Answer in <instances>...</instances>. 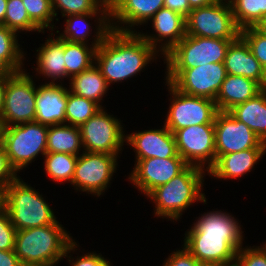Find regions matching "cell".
<instances>
[{
	"label": "cell",
	"instance_id": "obj_25",
	"mask_svg": "<svg viewBox=\"0 0 266 266\" xmlns=\"http://www.w3.org/2000/svg\"><path fill=\"white\" fill-rule=\"evenodd\" d=\"M164 7V0H119V4L109 17L117 22L129 24L130 27L150 20Z\"/></svg>",
	"mask_w": 266,
	"mask_h": 266
},
{
	"label": "cell",
	"instance_id": "obj_5",
	"mask_svg": "<svg viewBox=\"0 0 266 266\" xmlns=\"http://www.w3.org/2000/svg\"><path fill=\"white\" fill-rule=\"evenodd\" d=\"M49 206L18 177L5 187V210L17 230L54 224L57 220Z\"/></svg>",
	"mask_w": 266,
	"mask_h": 266
},
{
	"label": "cell",
	"instance_id": "obj_7",
	"mask_svg": "<svg viewBox=\"0 0 266 266\" xmlns=\"http://www.w3.org/2000/svg\"><path fill=\"white\" fill-rule=\"evenodd\" d=\"M234 40L186 35L164 56L167 70H185L208 63L224 62L226 51Z\"/></svg>",
	"mask_w": 266,
	"mask_h": 266
},
{
	"label": "cell",
	"instance_id": "obj_3",
	"mask_svg": "<svg viewBox=\"0 0 266 266\" xmlns=\"http://www.w3.org/2000/svg\"><path fill=\"white\" fill-rule=\"evenodd\" d=\"M56 221L54 224L17 230L14 252L22 266H54L67 257L76 242Z\"/></svg>",
	"mask_w": 266,
	"mask_h": 266
},
{
	"label": "cell",
	"instance_id": "obj_44",
	"mask_svg": "<svg viewBox=\"0 0 266 266\" xmlns=\"http://www.w3.org/2000/svg\"><path fill=\"white\" fill-rule=\"evenodd\" d=\"M164 8L170 9L187 18L192 8L188 0H164Z\"/></svg>",
	"mask_w": 266,
	"mask_h": 266
},
{
	"label": "cell",
	"instance_id": "obj_20",
	"mask_svg": "<svg viewBox=\"0 0 266 266\" xmlns=\"http://www.w3.org/2000/svg\"><path fill=\"white\" fill-rule=\"evenodd\" d=\"M154 30L158 37L140 34L155 50L157 42L166 39L163 43V56L177 45L186 36V18L167 8H161L151 18ZM169 38V39H167Z\"/></svg>",
	"mask_w": 266,
	"mask_h": 266
},
{
	"label": "cell",
	"instance_id": "obj_48",
	"mask_svg": "<svg viewBox=\"0 0 266 266\" xmlns=\"http://www.w3.org/2000/svg\"><path fill=\"white\" fill-rule=\"evenodd\" d=\"M217 0H188L189 5L192 9L208 6L212 3H214Z\"/></svg>",
	"mask_w": 266,
	"mask_h": 266
},
{
	"label": "cell",
	"instance_id": "obj_47",
	"mask_svg": "<svg viewBox=\"0 0 266 266\" xmlns=\"http://www.w3.org/2000/svg\"><path fill=\"white\" fill-rule=\"evenodd\" d=\"M11 75H0V115L2 113L3 109V102H4V96H5V87L7 84V79Z\"/></svg>",
	"mask_w": 266,
	"mask_h": 266
},
{
	"label": "cell",
	"instance_id": "obj_18",
	"mask_svg": "<svg viewBox=\"0 0 266 266\" xmlns=\"http://www.w3.org/2000/svg\"><path fill=\"white\" fill-rule=\"evenodd\" d=\"M35 121L46 126L66 122L68 89L55 82L45 83L36 89Z\"/></svg>",
	"mask_w": 266,
	"mask_h": 266
},
{
	"label": "cell",
	"instance_id": "obj_53",
	"mask_svg": "<svg viewBox=\"0 0 266 266\" xmlns=\"http://www.w3.org/2000/svg\"><path fill=\"white\" fill-rule=\"evenodd\" d=\"M199 266H229V265H223V264H219V263H200Z\"/></svg>",
	"mask_w": 266,
	"mask_h": 266
},
{
	"label": "cell",
	"instance_id": "obj_46",
	"mask_svg": "<svg viewBox=\"0 0 266 266\" xmlns=\"http://www.w3.org/2000/svg\"><path fill=\"white\" fill-rule=\"evenodd\" d=\"M99 7L102 6L109 14L117 7L119 0H94Z\"/></svg>",
	"mask_w": 266,
	"mask_h": 266
},
{
	"label": "cell",
	"instance_id": "obj_22",
	"mask_svg": "<svg viewBox=\"0 0 266 266\" xmlns=\"http://www.w3.org/2000/svg\"><path fill=\"white\" fill-rule=\"evenodd\" d=\"M262 91L258 82L244 76L227 74L216 96L218 111L229 112L235 106L255 97Z\"/></svg>",
	"mask_w": 266,
	"mask_h": 266
},
{
	"label": "cell",
	"instance_id": "obj_34",
	"mask_svg": "<svg viewBox=\"0 0 266 266\" xmlns=\"http://www.w3.org/2000/svg\"><path fill=\"white\" fill-rule=\"evenodd\" d=\"M30 19L41 29L51 28V21L55 17L51 0H22ZM52 27H51V26Z\"/></svg>",
	"mask_w": 266,
	"mask_h": 266
},
{
	"label": "cell",
	"instance_id": "obj_35",
	"mask_svg": "<svg viewBox=\"0 0 266 266\" xmlns=\"http://www.w3.org/2000/svg\"><path fill=\"white\" fill-rule=\"evenodd\" d=\"M240 36L249 45L254 57L262 67L266 66V36L256 27H248L240 30Z\"/></svg>",
	"mask_w": 266,
	"mask_h": 266
},
{
	"label": "cell",
	"instance_id": "obj_28",
	"mask_svg": "<svg viewBox=\"0 0 266 266\" xmlns=\"http://www.w3.org/2000/svg\"><path fill=\"white\" fill-rule=\"evenodd\" d=\"M81 145L82 139L79 127L65 125L64 123L48 126L47 152L78 156Z\"/></svg>",
	"mask_w": 266,
	"mask_h": 266
},
{
	"label": "cell",
	"instance_id": "obj_15",
	"mask_svg": "<svg viewBox=\"0 0 266 266\" xmlns=\"http://www.w3.org/2000/svg\"><path fill=\"white\" fill-rule=\"evenodd\" d=\"M216 155L250 148H266V143L230 112L218 111L214 119Z\"/></svg>",
	"mask_w": 266,
	"mask_h": 266
},
{
	"label": "cell",
	"instance_id": "obj_9",
	"mask_svg": "<svg viewBox=\"0 0 266 266\" xmlns=\"http://www.w3.org/2000/svg\"><path fill=\"white\" fill-rule=\"evenodd\" d=\"M36 89L30 75L15 72L7 79L0 123L3 127L35 121Z\"/></svg>",
	"mask_w": 266,
	"mask_h": 266
},
{
	"label": "cell",
	"instance_id": "obj_45",
	"mask_svg": "<svg viewBox=\"0 0 266 266\" xmlns=\"http://www.w3.org/2000/svg\"><path fill=\"white\" fill-rule=\"evenodd\" d=\"M0 266H22L14 250H0Z\"/></svg>",
	"mask_w": 266,
	"mask_h": 266
},
{
	"label": "cell",
	"instance_id": "obj_13",
	"mask_svg": "<svg viewBox=\"0 0 266 266\" xmlns=\"http://www.w3.org/2000/svg\"><path fill=\"white\" fill-rule=\"evenodd\" d=\"M177 153L188 165L208 170L216 161L214 124L192 125L174 133ZM203 166V167H202Z\"/></svg>",
	"mask_w": 266,
	"mask_h": 266
},
{
	"label": "cell",
	"instance_id": "obj_27",
	"mask_svg": "<svg viewBox=\"0 0 266 266\" xmlns=\"http://www.w3.org/2000/svg\"><path fill=\"white\" fill-rule=\"evenodd\" d=\"M71 92L92 100L100 107L99 101L102 100L108 89L106 79L94 64L83 72L71 77Z\"/></svg>",
	"mask_w": 266,
	"mask_h": 266
},
{
	"label": "cell",
	"instance_id": "obj_51",
	"mask_svg": "<svg viewBox=\"0 0 266 266\" xmlns=\"http://www.w3.org/2000/svg\"><path fill=\"white\" fill-rule=\"evenodd\" d=\"M255 27L266 36V17L263 18Z\"/></svg>",
	"mask_w": 266,
	"mask_h": 266
},
{
	"label": "cell",
	"instance_id": "obj_11",
	"mask_svg": "<svg viewBox=\"0 0 266 266\" xmlns=\"http://www.w3.org/2000/svg\"><path fill=\"white\" fill-rule=\"evenodd\" d=\"M173 95L165 126L174 134L177 130L201 124H214L218 112L215 101L197 96H190L175 89L166 82Z\"/></svg>",
	"mask_w": 266,
	"mask_h": 266
},
{
	"label": "cell",
	"instance_id": "obj_33",
	"mask_svg": "<svg viewBox=\"0 0 266 266\" xmlns=\"http://www.w3.org/2000/svg\"><path fill=\"white\" fill-rule=\"evenodd\" d=\"M102 10L99 9L94 13H84V14H72L68 15V19H66V27L64 30V33L58 36L62 40H66L69 42H77V43H86L87 39L86 37L89 36V23L85 22L87 18H92L94 15L97 16V14L100 12L102 16H110V14L101 7ZM103 12V13H102ZM104 14V15H103ZM85 23V24H84ZM80 25H84L82 29L80 28ZM83 30V31H82ZM86 40V42H85Z\"/></svg>",
	"mask_w": 266,
	"mask_h": 266
},
{
	"label": "cell",
	"instance_id": "obj_49",
	"mask_svg": "<svg viewBox=\"0 0 266 266\" xmlns=\"http://www.w3.org/2000/svg\"><path fill=\"white\" fill-rule=\"evenodd\" d=\"M7 2L8 0H0V25H4Z\"/></svg>",
	"mask_w": 266,
	"mask_h": 266
},
{
	"label": "cell",
	"instance_id": "obj_2",
	"mask_svg": "<svg viewBox=\"0 0 266 266\" xmlns=\"http://www.w3.org/2000/svg\"><path fill=\"white\" fill-rule=\"evenodd\" d=\"M111 29L97 47L94 59L108 85L133 77L158 53L139 32L112 24Z\"/></svg>",
	"mask_w": 266,
	"mask_h": 266
},
{
	"label": "cell",
	"instance_id": "obj_21",
	"mask_svg": "<svg viewBox=\"0 0 266 266\" xmlns=\"http://www.w3.org/2000/svg\"><path fill=\"white\" fill-rule=\"evenodd\" d=\"M224 65L227 74L244 76L258 82L261 86L263 67L241 36L228 46Z\"/></svg>",
	"mask_w": 266,
	"mask_h": 266
},
{
	"label": "cell",
	"instance_id": "obj_14",
	"mask_svg": "<svg viewBox=\"0 0 266 266\" xmlns=\"http://www.w3.org/2000/svg\"><path fill=\"white\" fill-rule=\"evenodd\" d=\"M117 156L83 151V154L78 156L71 184L83 192L100 196L115 172Z\"/></svg>",
	"mask_w": 266,
	"mask_h": 266
},
{
	"label": "cell",
	"instance_id": "obj_23",
	"mask_svg": "<svg viewBox=\"0 0 266 266\" xmlns=\"http://www.w3.org/2000/svg\"><path fill=\"white\" fill-rule=\"evenodd\" d=\"M266 152V148H250L225 155H216L214 165L208 173L216 178H237L251 171L257 160Z\"/></svg>",
	"mask_w": 266,
	"mask_h": 266
},
{
	"label": "cell",
	"instance_id": "obj_16",
	"mask_svg": "<svg viewBox=\"0 0 266 266\" xmlns=\"http://www.w3.org/2000/svg\"><path fill=\"white\" fill-rule=\"evenodd\" d=\"M136 163L129 179L146 195L156 187L168 183L188 166L182 157H152L140 159Z\"/></svg>",
	"mask_w": 266,
	"mask_h": 266
},
{
	"label": "cell",
	"instance_id": "obj_52",
	"mask_svg": "<svg viewBox=\"0 0 266 266\" xmlns=\"http://www.w3.org/2000/svg\"><path fill=\"white\" fill-rule=\"evenodd\" d=\"M261 89L263 91H266V66L263 67V77H262V81H261Z\"/></svg>",
	"mask_w": 266,
	"mask_h": 266
},
{
	"label": "cell",
	"instance_id": "obj_40",
	"mask_svg": "<svg viewBox=\"0 0 266 266\" xmlns=\"http://www.w3.org/2000/svg\"><path fill=\"white\" fill-rule=\"evenodd\" d=\"M16 34L5 25H0V53H23Z\"/></svg>",
	"mask_w": 266,
	"mask_h": 266
},
{
	"label": "cell",
	"instance_id": "obj_31",
	"mask_svg": "<svg viewBox=\"0 0 266 266\" xmlns=\"http://www.w3.org/2000/svg\"><path fill=\"white\" fill-rule=\"evenodd\" d=\"M45 170L53 181H69L72 183L78 156L66 153H50L45 155Z\"/></svg>",
	"mask_w": 266,
	"mask_h": 266
},
{
	"label": "cell",
	"instance_id": "obj_1",
	"mask_svg": "<svg viewBox=\"0 0 266 266\" xmlns=\"http://www.w3.org/2000/svg\"><path fill=\"white\" fill-rule=\"evenodd\" d=\"M238 224L227 213L207 212L185 234L184 247L200 263L234 266L243 237Z\"/></svg>",
	"mask_w": 266,
	"mask_h": 266
},
{
	"label": "cell",
	"instance_id": "obj_32",
	"mask_svg": "<svg viewBox=\"0 0 266 266\" xmlns=\"http://www.w3.org/2000/svg\"><path fill=\"white\" fill-rule=\"evenodd\" d=\"M4 25L15 33L21 31L42 30L30 19L22 0H8Z\"/></svg>",
	"mask_w": 266,
	"mask_h": 266
},
{
	"label": "cell",
	"instance_id": "obj_38",
	"mask_svg": "<svg viewBox=\"0 0 266 266\" xmlns=\"http://www.w3.org/2000/svg\"><path fill=\"white\" fill-rule=\"evenodd\" d=\"M17 229L6 210L0 213V250H14Z\"/></svg>",
	"mask_w": 266,
	"mask_h": 266
},
{
	"label": "cell",
	"instance_id": "obj_43",
	"mask_svg": "<svg viewBox=\"0 0 266 266\" xmlns=\"http://www.w3.org/2000/svg\"><path fill=\"white\" fill-rule=\"evenodd\" d=\"M108 264L109 262L106 259L95 253H88L79 257V259L77 258V260L72 263L73 266H107Z\"/></svg>",
	"mask_w": 266,
	"mask_h": 266
},
{
	"label": "cell",
	"instance_id": "obj_42",
	"mask_svg": "<svg viewBox=\"0 0 266 266\" xmlns=\"http://www.w3.org/2000/svg\"><path fill=\"white\" fill-rule=\"evenodd\" d=\"M163 266H199L200 262L184 247L169 256Z\"/></svg>",
	"mask_w": 266,
	"mask_h": 266
},
{
	"label": "cell",
	"instance_id": "obj_50",
	"mask_svg": "<svg viewBox=\"0 0 266 266\" xmlns=\"http://www.w3.org/2000/svg\"><path fill=\"white\" fill-rule=\"evenodd\" d=\"M5 210V187H0V213Z\"/></svg>",
	"mask_w": 266,
	"mask_h": 266
},
{
	"label": "cell",
	"instance_id": "obj_39",
	"mask_svg": "<svg viewBox=\"0 0 266 266\" xmlns=\"http://www.w3.org/2000/svg\"><path fill=\"white\" fill-rule=\"evenodd\" d=\"M23 53H0V75H13L21 69Z\"/></svg>",
	"mask_w": 266,
	"mask_h": 266
},
{
	"label": "cell",
	"instance_id": "obj_54",
	"mask_svg": "<svg viewBox=\"0 0 266 266\" xmlns=\"http://www.w3.org/2000/svg\"><path fill=\"white\" fill-rule=\"evenodd\" d=\"M2 129H3V126L0 123V144L2 143Z\"/></svg>",
	"mask_w": 266,
	"mask_h": 266
},
{
	"label": "cell",
	"instance_id": "obj_17",
	"mask_svg": "<svg viewBox=\"0 0 266 266\" xmlns=\"http://www.w3.org/2000/svg\"><path fill=\"white\" fill-rule=\"evenodd\" d=\"M126 140L135 149L137 161L152 157H181L177 153L175 136L165 125L162 129L128 134Z\"/></svg>",
	"mask_w": 266,
	"mask_h": 266
},
{
	"label": "cell",
	"instance_id": "obj_10",
	"mask_svg": "<svg viewBox=\"0 0 266 266\" xmlns=\"http://www.w3.org/2000/svg\"><path fill=\"white\" fill-rule=\"evenodd\" d=\"M167 73V82L181 93L213 101L227 76L224 62L208 63L185 70H168Z\"/></svg>",
	"mask_w": 266,
	"mask_h": 266
},
{
	"label": "cell",
	"instance_id": "obj_37",
	"mask_svg": "<svg viewBox=\"0 0 266 266\" xmlns=\"http://www.w3.org/2000/svg\"><path fill=\"white\" fill-rule=\"evenodd\" d=\"M234 266H266V244L253 249L241 247L236 254Z\"/></svg>",
	"mask_w": 266,
	"mask_h": 266
},
{
	"label": "cell",
	"instance_id": "obj_30",
	"mask_svg": "<svg viewBox=\"0 0 266 266\" xmlns=\"http://www.w3.org/2000/svg\"><path fill=\"white\" fill-rule=\"evenodd\" d=\"M101 108L103 107H100L94 101L78 96L68 90L65 110L66 123L68 122V125L80 127Z\"/></svg>",
	"mask_w": 266,
	"mask_h": 266
},
{
	"label": "cell",
	"instance_id": "obj_41",
	"mask_svg": "<svg viewBox=\"0 0 266 266\" xmlns=\"http://www.w3.org/2000/svg\"><path fill=\"white\" fill-rule=\"evenodd\" d=\"M16 170L11 166L5 148L0 144V187H6L17 178Z\"/></svg>",
	"mask_w": 266,
	"mask_h": 266
},
{
	"label": "cell",
	"instance_id": "obj_4",
	"mask_svg": "<svg viewBox=\"0 0 266 266\" xmlns=\"http://www.w3.org/2000/svg\"><path fill=\"white\" fill-rule=\"evenodd\" d=\"M204 169L188 165L168 183L160 185L147 196L156 203L155 214L173 220L179 219L182 211L196 200L206 202L201 192Z\"/></svg>",
	"mask_w": 266,
	"mask_h": 266
},
{
	"label": "cell",
	"instance_id": "obj_29",
	"mask_svg": "<svg viewBox=\"0 0 266 266\" xmlns=\"http://www.w3.org/2000/svg\"><path fill=\"white\" fill-rule=\"evenodd\" d=\"M235 23L240 30L255 27L266 17V0H230Z\"/></svg>",
	"mask_w": 266,
	"mask_h": 266
},
{
	"label": "cell",
	"instance_id": "obj_12",
	"mask_svg": "<svg viewBox=\"0 0 266 266\" xmlns=\"http://www.w3.org/2000/svg\"><path fill=\"white\" fill-rule=\"evenodd\" d=\"M121 126L101 108L79 127L82 146L86 152L118 154L126 141Z\"/></svg>",
	"mask_w": 266,
	"mask_h": 266
},
{
	"label": "cell",
	"instance_id": "obj_8",
	"mask_svg": "<svg viewBox=\"0 0 266 266\" xmlns=\"http://www.w3.org/2000/svg\"><path fill=\"white\" fill-rule=\"evenodd\" d=\"M186 35L236 40L240 29L235 23L230 2L217 0L208 6L192 9L186 18Z\"/></svg>",
	"mask_w": 266,
	"mask_h": 266
},
{
	"label": "cell",
	"instance_id": "obj_36",
	"mask_svg": "<svg viewBox=\"0 0 266 266\" xmlns=\"http://www.w3.org/2000/svg\"><path fill=\"white\" fill-rule=\"evenodd\" d=\"M52 9L55 17L57 13L55 10L58 8L63 16H68L72 14H84V13H94L99 10V6L94 0H51Z\"/></svg>",
	"mask_w": 266,
	"mask_h": 266
},
{
	"label": "cell",
	"instance_id": "obj_6",
	"mask_svg": "<svg viewBox=\"0 0 266 266\" xmlns=\"http://www.w3.org/2000/svg\"><path fill=\"white\" fill-rule=\"evenodd\" d=\"M48 126L36 121L3 127L2 145L16 173L32 162L38 153H47Z\"/></svg>",
	"mask_w": 266,
	"mask_h": 266
},
{
	"label": "cell",
	"instance_id": "obj_24",
	"mask_svg": "<svg viewBox=\"0 0 266 266\" xmlns=\"http://www.w3.org/2000/svg\"><path fill=\"white\" fill-rule=\"evenodd\" d=\"M229 112L266 143V91L262 90L255 97L235 106Z\"/></svg>",
	"mask_w": 266,
	"mask_h": 266
},
{
	"label": "cell",
	"instance_id": "obj_19",
	"mask_svg": "<svg viewBox=\"0 0 266 266\" xmlns=\"http://www.w3.org/2000/svg\"><path fill=\"white\" fill-rule=\"evenodd\" d=\"M108 19V20H107ZM97 28L95 42L89 48L87 43L69 42L64 40V57L67 77L77 75L93 65L97 47L104 41L107 34L112 30L110 17L101 16ZM106 21V22H105Z\"/></svg>",
	"mask_w": 266,
	"mask_h": 266
},
{
	"label": "cell",
	"instance_id": "obj_26",
	"mask_svg": "<svg viewBox=\"0 0 266 266\" xmlns=\"http://www.w3.org/2000/svg\"><path fill=\"white\" fill-rule=\"evenodd\" d=\"M44 45L38 50L37 57L39 74L52 78L53 81L58 78L67 77L64 57V40L56 37V39H47Z\"/></svg>",
	"mask_w": 266,
	"mask_h": 266
}]
</instances>
